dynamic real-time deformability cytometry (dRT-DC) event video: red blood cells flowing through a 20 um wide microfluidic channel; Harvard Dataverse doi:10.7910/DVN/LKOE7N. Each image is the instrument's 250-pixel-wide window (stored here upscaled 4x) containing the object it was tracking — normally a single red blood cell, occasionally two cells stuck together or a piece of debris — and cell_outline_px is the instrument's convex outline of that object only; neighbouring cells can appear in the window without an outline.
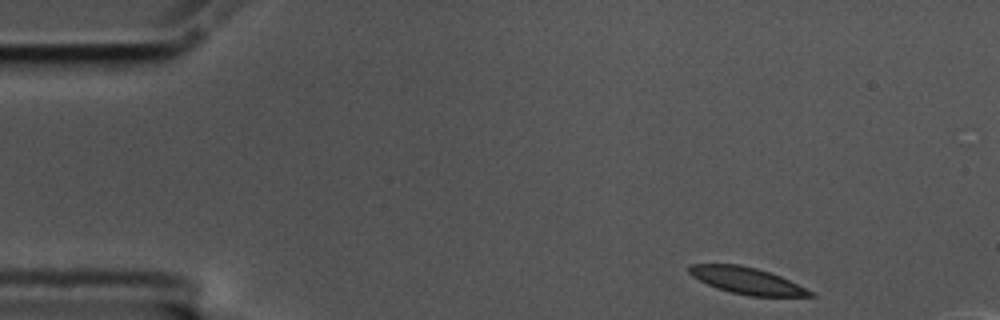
{"species": "common noctule bat (a hibernating species)", "species_latin": "Nyctalus noctula", "temperature_condition": "cold", "stored_images_in_passage": 12, "camera_frame_rate_fps": 3000, "um_per_image_px": 0.085, "animal": {"sex": "male", "body_mass_g": 17.5, "forearm_length_mm": 52.3}, "frame": {"image": 1, "passage_image": 1, "time_ms": 0.0, "image_size_px": [1000, 320], "cell_outline_px": [[816, 296], [752, 296], [732, 292], [716, 288], [692, 276], [688, 272], [688, 264], [740, 264], [756, 268], [780, 276], [812, 292]], "centroid_in_image_um": [63.42, 23.84], "position_along_channel_um": 21.6, "area_um2": 18.44}}